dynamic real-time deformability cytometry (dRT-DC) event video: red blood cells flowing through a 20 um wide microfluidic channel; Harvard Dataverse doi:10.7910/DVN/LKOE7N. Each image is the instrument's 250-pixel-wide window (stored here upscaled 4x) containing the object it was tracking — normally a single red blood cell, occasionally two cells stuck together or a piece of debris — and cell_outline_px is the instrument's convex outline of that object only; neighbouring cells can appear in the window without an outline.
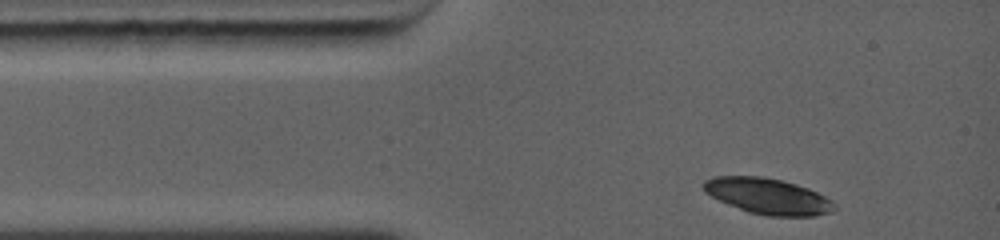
{"species": "common noctule bat (a hibernating species)", "species_latin": "Nyctalus noctula", "temperature_condition": "warm", "stored_images_in_passage": 2, "camera_frame_rate_fps": 5000, "um_per_image_px": 0.085, "animal": {"sex": "female", "body_mass_g": 19.0, "forearm_length_mm": 56.7}, "frame": {"image": 1, "passage_image": 1, "time_ms": 0.0, "image_size_px": [1000, 240], "cell_outline_px": [[836, 208], [832, 212], [816, 216], [768, 216], [748, 212], [728, 204], [704, 192], [704, 180], [712, 176], [764, 176], [796, 184], [808, 188], [832, 200], [836, 204]], "centroid_in_image_um": [65.29, 16.68], "position_along_channel_um": 19.7, "area_um2": 27.4}}